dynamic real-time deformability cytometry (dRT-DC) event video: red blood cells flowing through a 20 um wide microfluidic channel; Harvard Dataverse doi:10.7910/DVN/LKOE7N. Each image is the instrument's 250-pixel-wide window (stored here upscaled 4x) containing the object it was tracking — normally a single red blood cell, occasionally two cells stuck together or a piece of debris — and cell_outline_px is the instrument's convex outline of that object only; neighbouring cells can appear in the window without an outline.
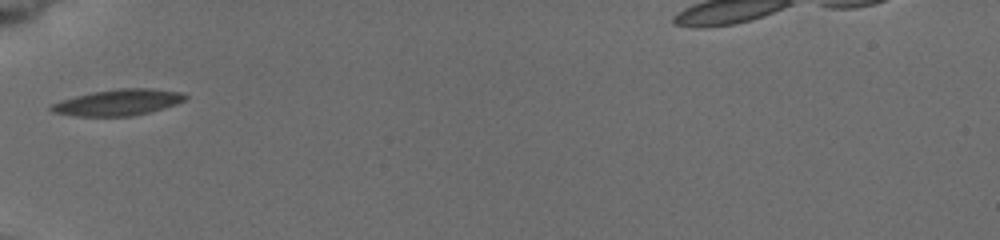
{"species": "common noctule bat (a hibernating species)", "species_latin": "Nyctalus noctula", "temperature_condition": "cold", "stored_images_in_passage": 2, "camera_frame_rate_fps": 3000, "um_per_image_px": 0.085, "animal": {"sex": "female", "body_mass_g": 19.5, "forearm_length_mm": 54.1}, "frame": {"image": 1, "passage_image": 1, "time_ms": 0.0, "image_size_px": [1000, 240], "cell_outline_px": [[188, 96], [184, 100], [176, 104], [148, 112], [132, 116], [76, 116], [52, 112], [48, 108], [52, 104], [60, 100], [92, 92], [120, 88], [152, 88], [184, 92]], "centroid_in_image_um": [10.04, 8.69], "position_along_channel_um": 75.0, "area_um2": 20.4}}